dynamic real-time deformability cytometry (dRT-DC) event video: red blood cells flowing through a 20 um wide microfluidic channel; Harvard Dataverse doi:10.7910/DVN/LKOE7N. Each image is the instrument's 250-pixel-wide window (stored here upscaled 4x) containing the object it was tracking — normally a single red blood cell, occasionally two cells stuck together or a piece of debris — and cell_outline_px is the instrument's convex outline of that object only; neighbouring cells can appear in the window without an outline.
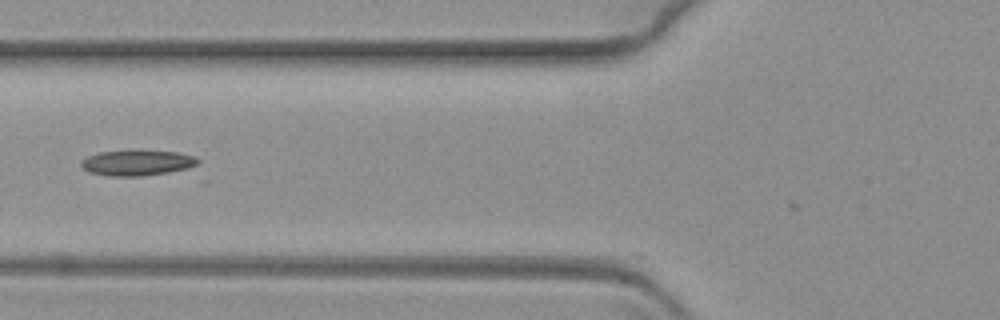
{"species": "common noctule bat (a hibernating species)", "species_latin": "Nyctalus noctula", "temperature_condition": "warm", "stored_images_in_passage": 6, "camera_frame_rate_fps": 3000, "um_per_image_px": 0.085, "animal": {"sex": "female", "body_mass_g": 19.3, "forearm_length_mm": 54.1}, "frame": {"image": 1, "passage_image": 3, "time_ms": 0.667, "image_size_px": [1000, 320], "cell_outline_px": [[208, 180], [200, 180], [108, 176], [88, 172], [80, 164], [88, 156], [100, 152], [176, 152], [196, 156], [200, 160]], "centroid_in_image_um": [12.41, 14.05], "position_along_channel_um": 113.4, "area_um2": 20.87}}